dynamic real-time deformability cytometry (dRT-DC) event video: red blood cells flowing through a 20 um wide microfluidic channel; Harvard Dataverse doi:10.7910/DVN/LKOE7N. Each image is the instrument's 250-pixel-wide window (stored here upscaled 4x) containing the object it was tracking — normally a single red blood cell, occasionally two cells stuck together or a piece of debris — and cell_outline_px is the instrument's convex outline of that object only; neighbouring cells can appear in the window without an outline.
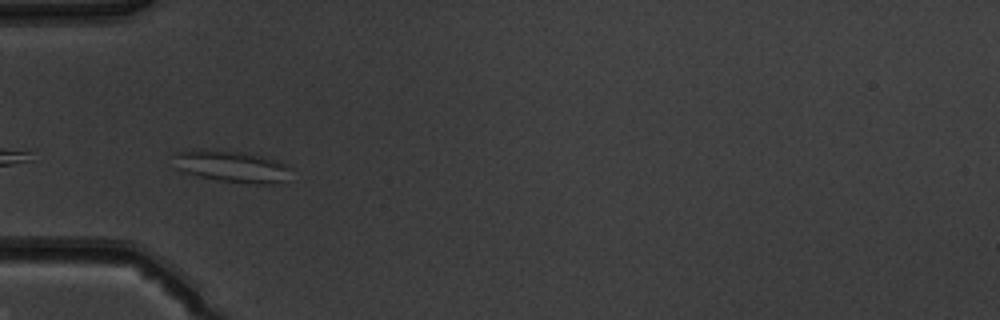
{"species": "common noctule bat (a hibernating species)", "species_latin": "Nyctalus noctula", "temperature_condition": "warm", "stored_images_in_passage": 4, "camera_frame_rate_fps": 3000, "um_per_image_px": 0.085, "animal": {"sex": "male", "body_mass_g": 19.5, "forearm_length_mm": 54.6}, "frame": {"image": 1, "passage_image": 1, "time_ms": 0.0, "image_size_px": [1000, 320], "cell_outline_px": [[288, 168], [280, 180], [272, 184], [248, 184], [216, 180], [184, 172], [176, 168], [176, 152], [192, 148], [240, 152], [260, 156], [276, 160], [284, 164]], "centroid_in_image_um": [19.58, 14.13], "position_along_channel_um": 65.4, "area_um2": 21.04}}